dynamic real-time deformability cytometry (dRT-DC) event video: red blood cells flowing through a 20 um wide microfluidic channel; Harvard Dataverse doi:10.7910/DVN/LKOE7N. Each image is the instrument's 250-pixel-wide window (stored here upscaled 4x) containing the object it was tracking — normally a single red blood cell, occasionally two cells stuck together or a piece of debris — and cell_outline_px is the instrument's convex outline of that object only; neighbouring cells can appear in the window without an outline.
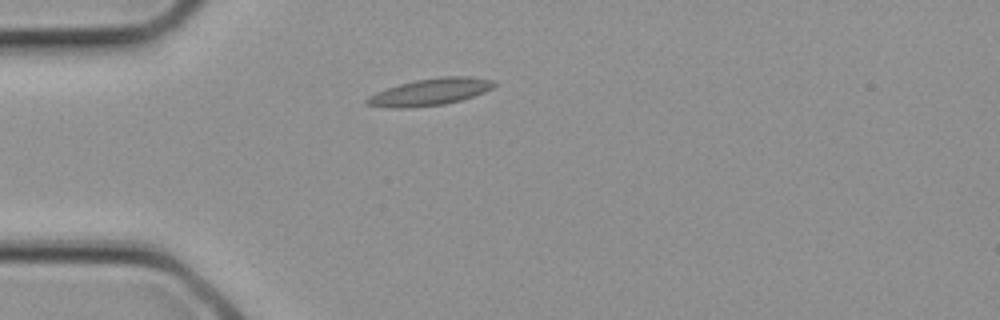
{"species": "common noctule bat (a hibernating species)", "species_latin": "Nyctalus noctula", "temperature_condition": "cold", "stored_images_in_passage": 3, "camera_frame_rate_fps": 3000, "um_per_image_px": 0.085, "animal": {"sex": "female", "body_mass_g": 21.9}, "frame": {"image": 1, "passage_image": 3, "time_ms": 0.667, "image_size_px": [1000, 320], "cell_outline_px": [[496, 84], [492, 88], [484, 92], [460, 100], [444, 104], [408, 108], [388, 108], [364, 104], [364, 100], [368, 96], [376, 92], [400, 84], [416, 80], [440, 76], [468, 76], [492, 80]], "centroid_in_image_um": [36.51, 7.82], "position_along_channel_um": 48.5, "area_um2": 19.88}}